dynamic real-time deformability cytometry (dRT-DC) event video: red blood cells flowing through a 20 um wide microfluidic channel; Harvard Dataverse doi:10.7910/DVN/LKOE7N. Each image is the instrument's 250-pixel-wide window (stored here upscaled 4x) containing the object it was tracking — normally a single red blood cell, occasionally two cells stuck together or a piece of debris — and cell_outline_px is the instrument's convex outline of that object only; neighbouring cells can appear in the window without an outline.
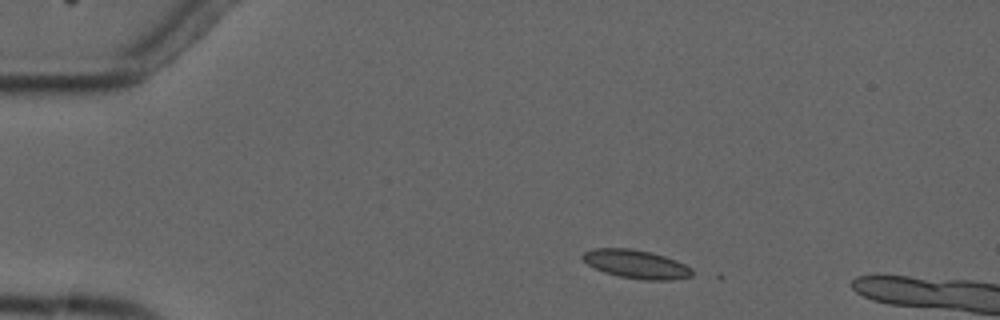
{"species": "common noctule bat (a hibernating species)", "species_latin": "Nyctalus noctula", "temperature_condition": "cold", "stored_images_in_passage": 3, "camera_frame_rate_fps": 3000, "um_per_image_px": 0.085, "animal": {"sex": "male", "forearm_length_mm": 52.5}, "frame": {"image": 1, "passage_image": 2, "time_ms": 1.0, "image_size_px": [1000, 320], "cell_outline_px": [[692, 276], [672, 280], [644, 280], [620, 276], [604, 272], [588, 264], [580, 256], [584, 252], [592, 248], [632, 248], [652, 252], [676, 260], [692, 268]], "centroid_in_image_um": [54.08, 22.44], "position_along_channel_um": 30.9, "area_um2": 18.21}}